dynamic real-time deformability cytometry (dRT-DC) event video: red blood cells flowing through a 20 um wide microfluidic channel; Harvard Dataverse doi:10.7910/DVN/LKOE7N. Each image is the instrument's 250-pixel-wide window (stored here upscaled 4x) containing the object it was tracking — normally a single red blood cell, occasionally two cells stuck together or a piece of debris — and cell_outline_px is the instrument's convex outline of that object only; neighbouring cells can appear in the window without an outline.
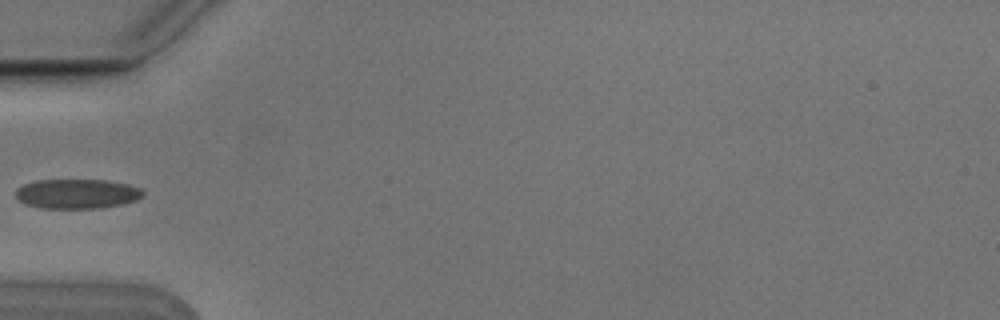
{"species": "Egyptian fruit bat (a non-hibernating species)", "species_latin": "Rousettus aegyptiacus", "temperature_condition": "cold", "stored_images_in_passage": 5, "camera_frame_rate_fps": 3000, "um_per_image_px": 0.085, "animal": {"sex": "male"}, "frame": {"image": 1, "passage_image": 5, "time_ms": 1.333, "image_size_px": [1000, 320], "cell_outline_px": [[144, 196], [136, 200], [124, 204], [100, 208], [40, 208], [24, 204], [16, 196], [16, 188], [24, 184], [36, 180], [108, 180], [128, 184], [140, 188], [144, 192]], "centroid_in_image_um": [6.56, 16.47], "position_along_channel_um": 78.4, "area_um2": 22.14}}